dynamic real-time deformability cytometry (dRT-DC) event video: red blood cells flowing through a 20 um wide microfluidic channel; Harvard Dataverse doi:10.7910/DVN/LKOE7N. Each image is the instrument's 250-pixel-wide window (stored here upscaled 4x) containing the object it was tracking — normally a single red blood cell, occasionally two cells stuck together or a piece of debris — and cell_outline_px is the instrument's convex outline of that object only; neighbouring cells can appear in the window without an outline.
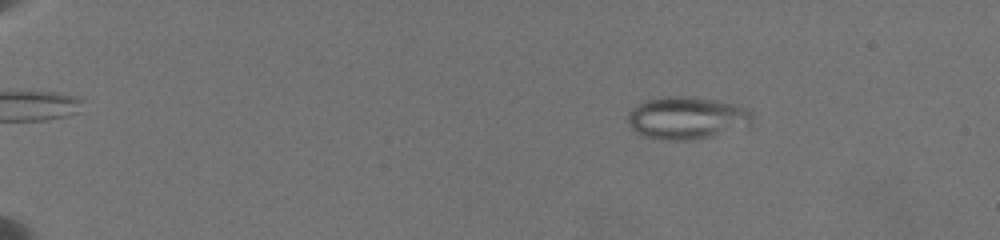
{"species": "common noctule bat (a hibernating species)", "species_latin": "Nyctalus noctula", "temperature_condition": "warm", "stored_images_in_passage": 17, "camera_frame_rate_fps": 3000, "um_per_image_px": 0.085, "animal": {"sex": "female", "body_mass_g": 19.5, "forearm_length_mm": 54.1}, "frame": {"image": 1, "passage_image": 7, "time_ms": 3.0, "image_size_px": [1000, 240], "cell_outline_px": [[752, 124], [748, 128], [712, 136], [692, 140], [664, 140], [644, 136], [636, 132], [628, 124], [628, 112], [640, 104], [648, 100], [664, 96], [692, 96], [716, 100], [736, 104], [748, 108], [752, 112]], "centroid_in_image_um": [58.45, 10.03], "position_along_channel_um": 26.6, "area_um2": 31.21}}
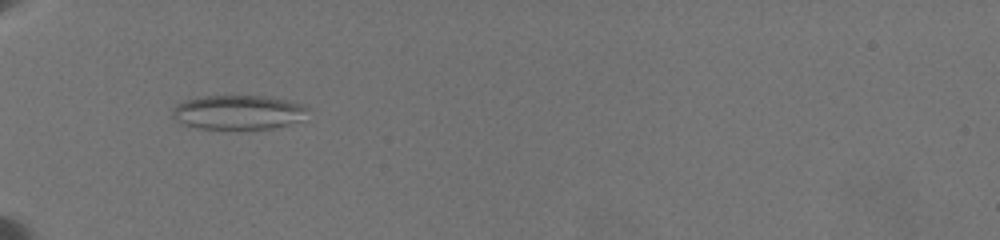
{"frame": {"image": 2, "passage_image": 13, "time_ms": 7.333, "image_size_px": [1000, 240], "cell_outline_px": [[308, 108], [300, 120], [288, 124], [272, 128], [240, 132], [196, 128], [180, 124], [172, 116], [172, 108], [176, 104], [188, 100], [204, 96], [272, 96], [304, 104]], "centroid_in_image_um": [20.22, 9.59], "position_along_channel_um": 64.8, "area_um2": 28.03}}
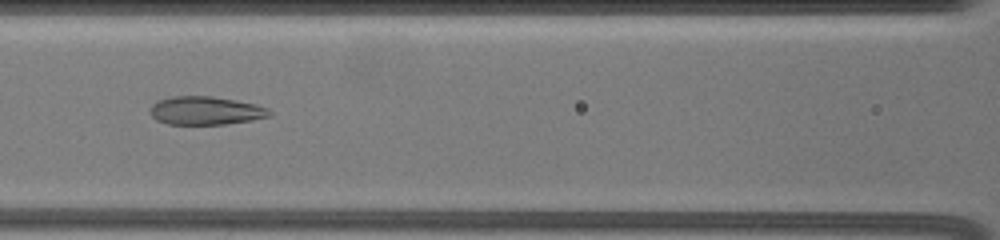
{"frame": {"image": 3, "passage_image": 16, "time_ms": 10.0, "image_size_px": [1000, 240], "cell_outline_px": [[272, 116], [252, 120], [224, 124], [168, 124], [156, 120], [148, 112], [148, 108], [152, 104], [160, 100], [172, 96], [212, 96], [236, 100], [256, 104], [268, 108], [272, 112]], "centroid_in_image_um": [17.48, 9.4], "position_along_channel_um": 149.1, "area_um2": 19.88}}